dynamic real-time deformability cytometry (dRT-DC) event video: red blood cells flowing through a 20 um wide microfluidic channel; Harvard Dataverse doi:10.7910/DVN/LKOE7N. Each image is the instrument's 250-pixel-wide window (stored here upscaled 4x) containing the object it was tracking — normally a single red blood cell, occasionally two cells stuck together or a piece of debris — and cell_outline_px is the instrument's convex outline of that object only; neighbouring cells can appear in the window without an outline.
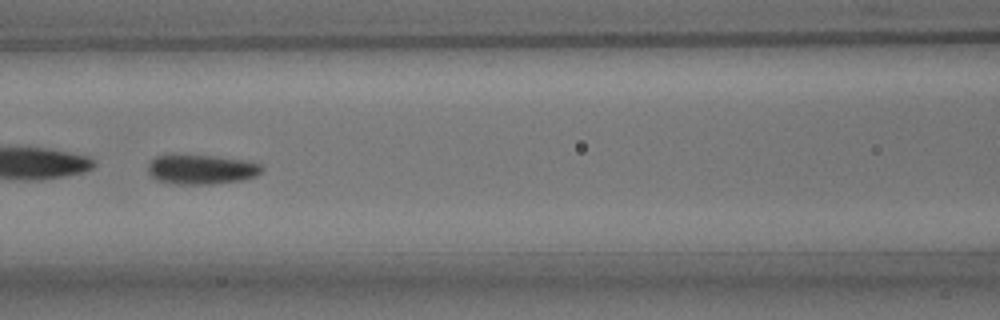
{"species": "common noctule bat (a hibernating species)", "species_latin": "Nyctalus noctula", "temperature_condition": "room temperature", "stored_images_in_passage": 41, "camera_frame_rate_fps": 3000, "um_per_image_px": 0.085, "animal": {"sex": "male", "body_mass_g": 15.6}, "frame": {"image": 1, "passage_image": 12, "time_ms": 3.667, "image_size_px": [1000, 320], "cell_outline_px": [[264, 168], [256, 176], [240, 180], [212, 184], [168, 184], [156, 180], [148, 172], [148, 164], [156, 156], [216, 156], [244, 160], [260, 164]], "centroid_in_image_um": [17.11, 14.42], "position_along_channel_um": 149.5, "area_um2": 19.42}, "authors_computed_cell_mechanics": {"area_um2": 20.0566, "velocity_mm_per_s": 3.762, "shape_relaxation_time_tau1_ms": 2.5269, "shape_relaxation_time_tau2_ms": 1.0489, "deformation_change_tau1": 0.1085, "deformation_change_tau2": 0.0613}}